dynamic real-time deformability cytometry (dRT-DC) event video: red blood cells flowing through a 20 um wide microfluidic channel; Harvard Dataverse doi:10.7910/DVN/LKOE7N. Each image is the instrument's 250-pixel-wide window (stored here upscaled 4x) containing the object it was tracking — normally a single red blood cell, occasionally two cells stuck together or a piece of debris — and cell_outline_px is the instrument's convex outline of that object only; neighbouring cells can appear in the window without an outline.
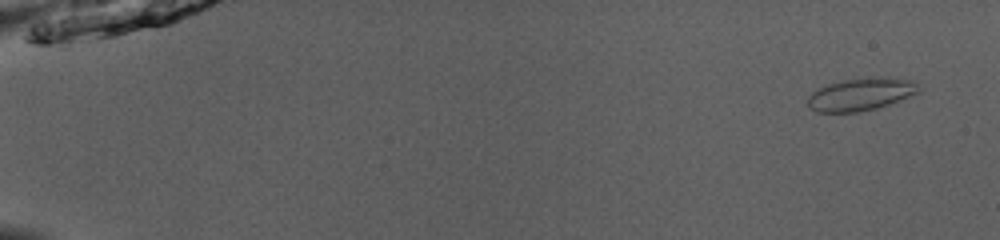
{"species": "common noctule bat (a hibernating species)", "species_latin": "Nyctalus noctula", "temperature_condition": "room temperature", "stored_images_in_passage": 52, "camera_frame_rate_fps": 3000, "um_per_image_px": 0.085, "animal": {"sex": "male", "body_mass_g": 13.0, "forearm_length_mm": 53.1}, "frame": {"image": 1, "passage_image": 3, "time_ms": 0.667, "image_size_px": [1000, 240], "cell_outline_px": [[920, 92], [900, 100], [876, 108], [856, 112], [816, 112], [808, 108], [808, 96], [816, 88], [828, 84], [844, 80], [916, 80], [920, 88]], "centroid_in_image_um": [73.1, 8.07], "position_along_channel_um": 11.9, "area_um2": 20.23}}
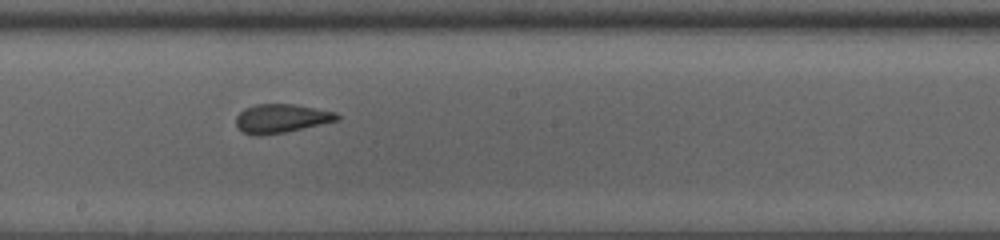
{"frame": {"image": 2, "passage_image": 31, "time_ms": 10.0, "image_size_px": [1000, 240], "cell_outline_px": [[340, 120], [284, 132], [260, 136], [252, 136], [244, 132], [236, 124], [236, 116], [244, 108], [256, 104], [292, 104], [336, 112], [340, 116]], "centroid_in_image_um": [23.9, 10.07], "position_along_channel_um": 224.3, "area_um2": 16.88}}
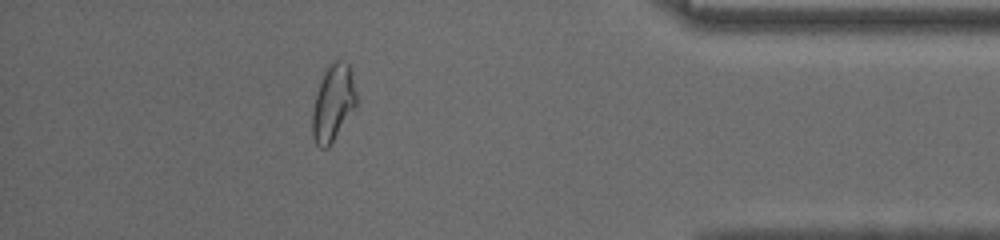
{"frame": {"image": 3, "passage_image": 47, "time_ms": 15.333, "image_size_px": [1000, 240], "cell_outline_px": [[356, 108], [328, 148], [320, 148], [316, 144], [312, 136], [312, 112], [316, 92], [324, 68], [332, 60], [344, 60], [348, 64], [356, 96]], "centroid_in_image_um": [28.28, 8.75], "position_along_channel_um": 406.9, "area_um2": 19.83}, "authors_computed_cell_mechanics": {"area_um2": 18.496, "velocity_mm_per_s": 3.9822, "shape_relaxation_time_tau1_ms": 4.098, "shape_relaxation_time_tau2_ms": 0.7846, "deformation_change_tau1": 0.1154, "deformation_change_tau2": 0.0581}}